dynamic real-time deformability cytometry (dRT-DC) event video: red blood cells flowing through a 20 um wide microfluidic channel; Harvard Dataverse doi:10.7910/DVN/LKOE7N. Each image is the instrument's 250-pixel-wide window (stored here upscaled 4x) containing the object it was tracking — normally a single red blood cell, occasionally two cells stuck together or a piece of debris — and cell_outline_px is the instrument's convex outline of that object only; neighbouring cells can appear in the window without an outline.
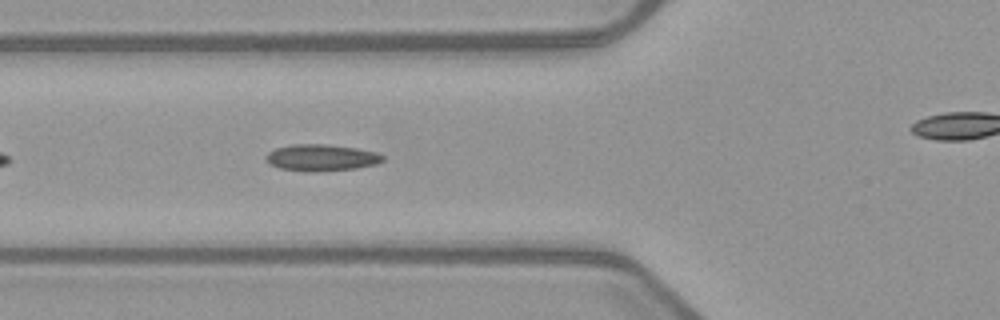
{"species": "common noctule bat (a hibernating species)", "species_latin": "Nyctalus noctula", "temperature_condition": "warm", "stored_images_in_passage": 32, "camera_frame_rate_fps": 3000, "um_per_image_px": 0.085, "animal": {"sex": "female", "body_mass_g": 21.9}, "frame": {"image": 1, "passage_image": 6, "time_ms": 1.667, "image_size_px": [1000, 320], "cell_outline_px": [[384, 160], [376, 164], [356, 168], [320, 172], [304, 172], [280, 168], [268, 164], [264, 160], [264, 156], [268, 152], [276, 148], [292, 144], [324, 144], [356, 148], [376, 152], [384, 156]], "centroid_in_image_um": [27.26, 13.41], "position_along_channel_um": 98.5, "area_um2": 18.38}}
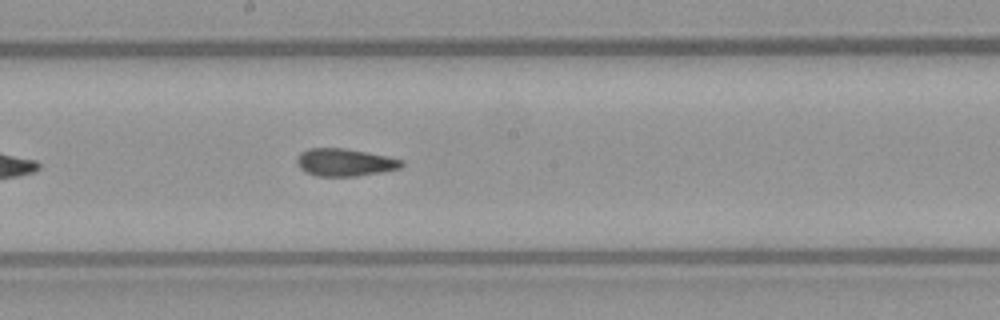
{"frame": {"image": 2, "passage_image": 15, "time_ms": 4.667, "image_size_px": [1000, 320], "cell_outline_px": [[404, 164], [400, 168], [380, 172], [356, 176], [316, 176], [304, 172], [296, 164], [296, 160], [300, 152], [308, 148], [344, 148], [388, 156], [404, 160]], "centroid_in_image_um": [29.28, 13.8], "position_along_channel_um": 218.9, "area_um2": 16.94}}
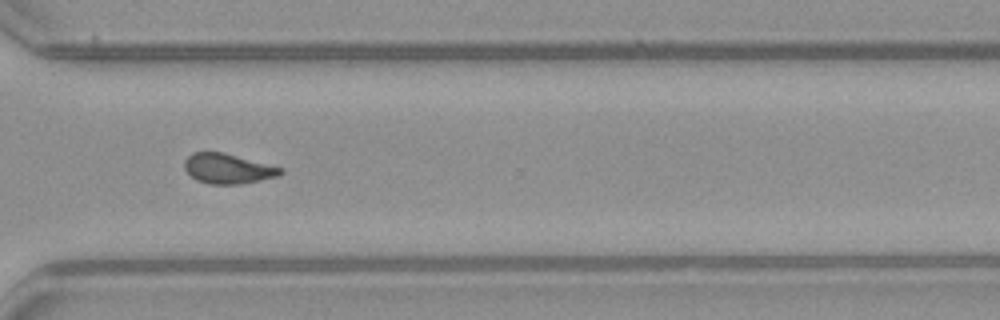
{"frame": {"image": 3, "passage_image": 25, "time_ms": 8.0, "image_size_px": [1000, 320], "cell_outline_px": [[284, 172], [280, 176], [240, 184], [212, 184], [196, 180], [184, 168], [184, 160], [192, 152], [224, 152], [284, 168]], "centroid_in_image_um": [19.4, 14.33], "position_along_channel_um": 351.2, "area_um2": 16.88}}